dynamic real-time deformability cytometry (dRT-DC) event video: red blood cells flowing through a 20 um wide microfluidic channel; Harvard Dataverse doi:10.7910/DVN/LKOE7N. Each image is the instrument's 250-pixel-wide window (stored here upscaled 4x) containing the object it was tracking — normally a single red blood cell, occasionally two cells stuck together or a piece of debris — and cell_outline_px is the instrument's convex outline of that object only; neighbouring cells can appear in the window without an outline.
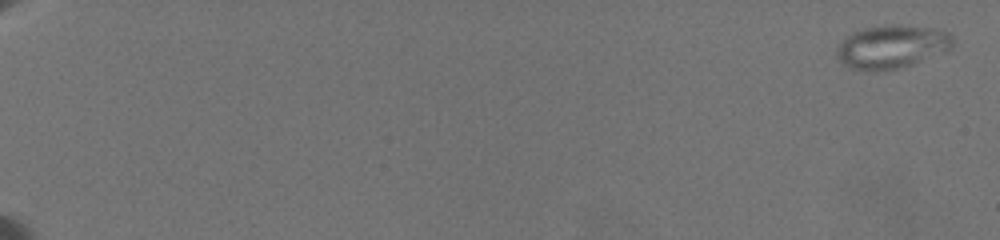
{"species": "common noctule bat (a hibernating species)", "species_latin": "Nyctalus noctula", "temperature_condition": "warm", "stored_images_in_passage": 29, "camera_frame_rate_fps": 3000, "um_per_image_px": 0.085, "animal": {"sex": "female", "body_mass_g": 19.5, "forearm_length_mm": 54.1}, "frame": {"image": 1, "passage_image": 1, "time_ms": 0.0, "image_size_px": [1000, 240], "cell_outline_px": [[952, 44], [944, 52], [896, 68], [876, 72], [852, 68], [844, 64], [836, 56], [836, 52], [840, 44], [852, 32], [864, 28], [888, 24], [900, 24], [936, 28], [948, 32], [952, 36]], "centroid_in_image_um": [75.78, 3.94], "position_along_channel_um": 9.2, "area_um2": 28.9}}
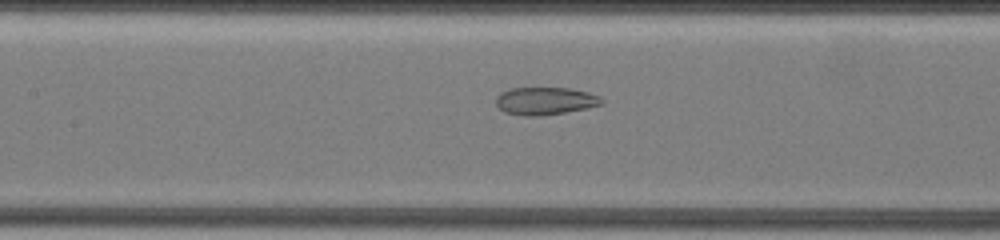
{"frame": {"image": 2, "passage_image": 15, "time_ms": 11.0, "image_size_px": [1000, 240], "cell_outline_px": [[604, 104], [588, 108], [540, 116], [524, 116], [504, 112], [496, 104], [496, 96], [500, 92], [512, 88], [568, 88], [588, 92], [600, 96], [604, 100]], "centroid_in_image_um": [46.35, 8.58], "position_along_channel_um": 161.0, "area_um2": 17.11}}
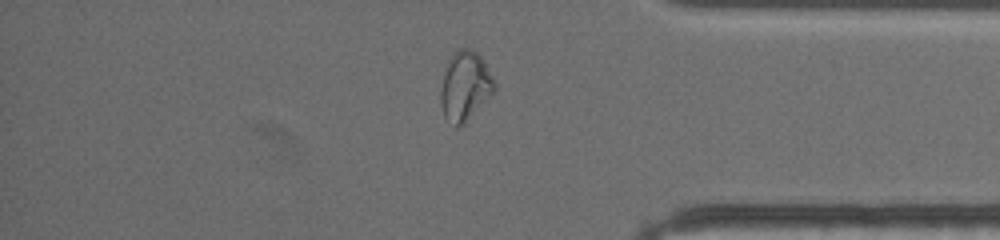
{"frame": {"image": 3, "passage_image": 24, "time_ms": 18.0, "image_size_px": [1000, 240], "cell_outline_px": [[496, 88], [464, 124], [456, 128], [444, 116], [440, 104], [440, 92], [448, 60], [460, 48], [472, 48], [480, 56], [492, 76], [496, 84]], "centroid_in_image_um": [39.52, 7.33], "position_along_channel_um": 395.7, "area_um2": 21.27}, "authors_computed_cell_mechanics": {"area_um2": 23.8136, "velocity_mm_per_s": 3.4996, "shape_relaxation_time_tau1_ms": null, "shape_relaxation_time_tau2_ms": 1.0273, "deformation_change_tau1": null, "deformation_change_tau2": 0.0764}}